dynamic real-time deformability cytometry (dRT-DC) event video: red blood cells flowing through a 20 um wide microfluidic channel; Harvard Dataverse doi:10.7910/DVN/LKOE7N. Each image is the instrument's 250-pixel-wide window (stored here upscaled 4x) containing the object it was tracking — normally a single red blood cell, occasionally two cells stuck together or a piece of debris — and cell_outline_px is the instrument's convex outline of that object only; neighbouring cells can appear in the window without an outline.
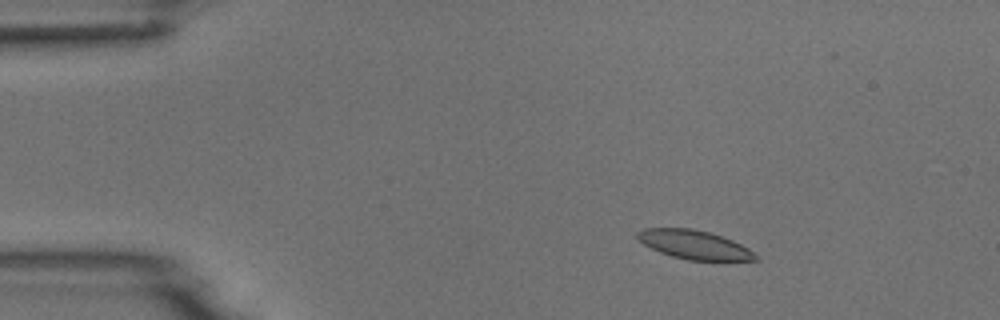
{"species": "common noctule bat (a hibernating species)", "species_latin": "Nyctalus noctula", "temperature_condition": "room temperature", "stored_images_in_passage": 4, "camera_frame_rate_fps": 3000, "um_per_image_px": 0.085, "animal": {"sex": "male", "body_mass_g": 18.8}, "frame": {"image": 1, "passage_image": 3, "time_ms": 2.333, "image_size_px": [1000, 320], "cell_outline_px": [[760, 260], [688, 260], [672, 256], [660, 252], [644, 244], [636, 236], [636, 232], [644, 228], [692, 228], [708, 232], [732, 240], [748, 248]], "centroid_in_image_um": [58.98, 20.79], "position_along_channel_um": 26.0, "area_um2": 19.54}}